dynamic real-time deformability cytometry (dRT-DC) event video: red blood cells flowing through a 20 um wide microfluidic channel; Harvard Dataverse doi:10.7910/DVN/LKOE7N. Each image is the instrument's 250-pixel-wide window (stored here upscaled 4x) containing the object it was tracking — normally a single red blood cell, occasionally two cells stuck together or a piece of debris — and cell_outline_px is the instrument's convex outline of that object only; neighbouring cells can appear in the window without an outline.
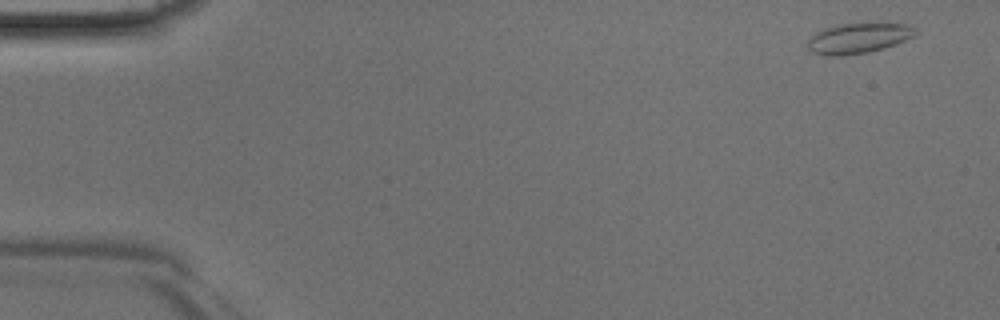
{"species": "Egyptian fruit bat (a non-hibernating species)", "species_latin": "Rousettus aegyptiacus", "temperature_condition": "room temperature", "stored_images_in_passage": 43, "camera_frame_rate_fps": 3000, "um_per_image_px": 0.085, "animal": {"sex": "male"}, "frame": {"image": 1, "passage_image": 2, "time_ms": 0.333, "image_size_px": [1000, 320], "cell_outline_px": [[916, 36], [896, 44], [884, 48], [868, 52], [840, 56], [828, 56], [812, 52], [808, 48], [808, 40], [816, 32], [824, 28], [836, 24], [884, 20], [904, 24], [916, 28]], "centroid_in_image_um": [73.02, 3.19], "position_along_channel_um": 12.0, "area_um2": 19.88}}
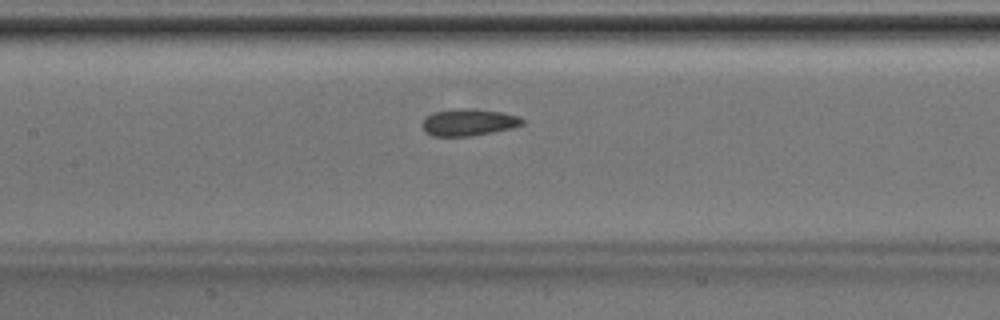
{"frame": {"image": 2, "passage_image": 21, "time_ms": 6.667, "image_size_px": [1000, 320], "cell_outline_px": [[524, 124], [512, 128], [472, 136], [432, 136], [424, 132], [424, 116], [432, 112], [456, 108], [472, 108], [500, 112], [520, 116], [524, 120]], "centroid_in_image_um": [39.83, 10.39], "position_along_channel_um": 167.6, "area_um2": 15.84}}
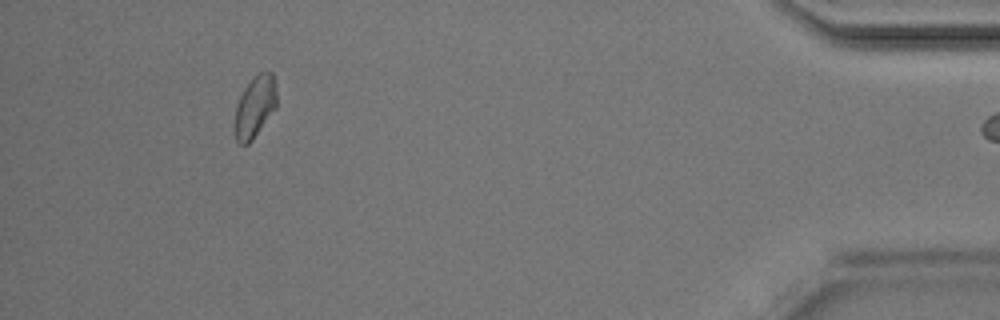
{"frame": {"image": 3, "passage_image": 42, "time_ms": 13.667, "image_size_px": [1000, 320], "cell_outline_px": [[276, 108], [252, 140], [248, 144], [240, 144], [236, 140], [236, 108], [240, 96], [244, 88], [260, 72], [272, 72], [276, 84]], "centroid_in_image_um": [21.7, 9.06], "position_along_channel_um": 413.5, "area_um2": 14.68}}